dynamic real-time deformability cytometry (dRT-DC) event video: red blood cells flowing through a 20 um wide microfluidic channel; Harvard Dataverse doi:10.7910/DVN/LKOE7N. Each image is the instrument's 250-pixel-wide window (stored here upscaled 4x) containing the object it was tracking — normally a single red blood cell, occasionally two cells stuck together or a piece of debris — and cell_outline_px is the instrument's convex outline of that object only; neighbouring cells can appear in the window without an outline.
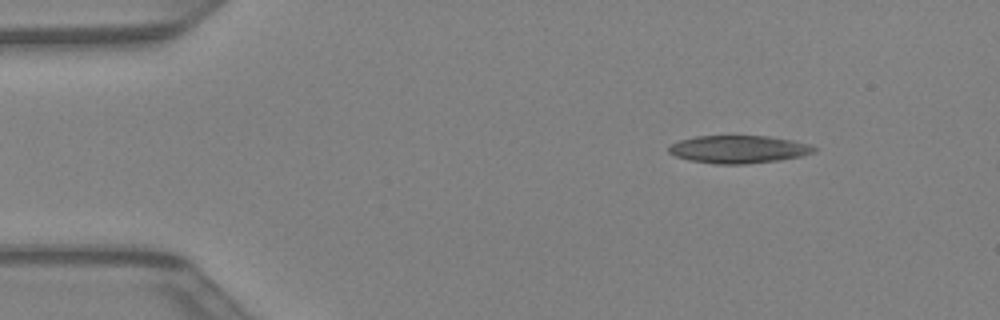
{"species": "Egyptian fruit bat (a non-hibernating species)", "species_latin": "Rousettus aegyptiacus", "temperature_condition": "warm", "stored_images_in_passage": 11, "camera_frame_rate_fps": 3000, "um_per_image_px": 0.085, "animal": {"sex": "female"}, "frame": {"image": 1, "passage_image": 5, "time_ms": 1.333, "image_size_px": [1000, 320], "cell_outline_px": [[816, 148], [812, 152], [800, 156], [780, 160], [744, 164], [716, 164], [688, 160], [676, 156], [668, 152], [668, 148], [672, 144], [680, 140], [696, 136], [768, 136], [792, 140], [808, 144]], "centroid_in_image_um": [62.74, 12.69], "position_along_channel_um": 22.3, "area_um2": 23.29}}